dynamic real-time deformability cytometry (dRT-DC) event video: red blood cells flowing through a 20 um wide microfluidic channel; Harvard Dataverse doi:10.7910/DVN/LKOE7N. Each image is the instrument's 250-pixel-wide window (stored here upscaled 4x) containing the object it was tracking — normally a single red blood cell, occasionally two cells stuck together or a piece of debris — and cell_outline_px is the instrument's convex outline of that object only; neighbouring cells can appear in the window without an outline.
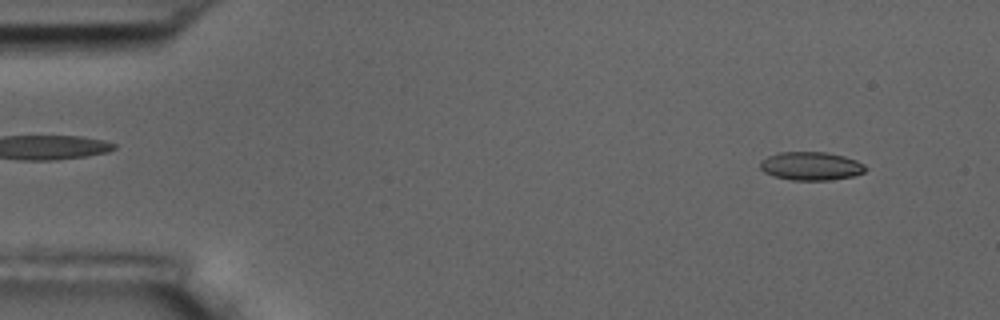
{"species": "common noctule bat (a hibernating species)", "species_latin": "Nyctalus noctula", "temperature_condition": "room temperature", "stored_images_in_passage": 14, "camera_frame_rate_fps": 3000, "um_per_image_px": 0.085, "animal": {"sex": "male", "body_mass_g": 17.5, "forearm_length_mm": 52.3}, "frame": {"image": 1, "passage_image": 1, "time_ms": 0.0, "image_size_px": [1000, 320], "cell_outline_px": [[868, 168], [864, 172], [852, 176], [828, 180], [792, 180], [776, 176], [764, 172], [760, 168], [760, 160], [776, 152], [828, 152], [844, 156], [856, 160], [864, 164]], "centroid_in_image_um": [68.93, 14.1], "position_along_channel_um": 16.1, "area_um2": 17.46}}
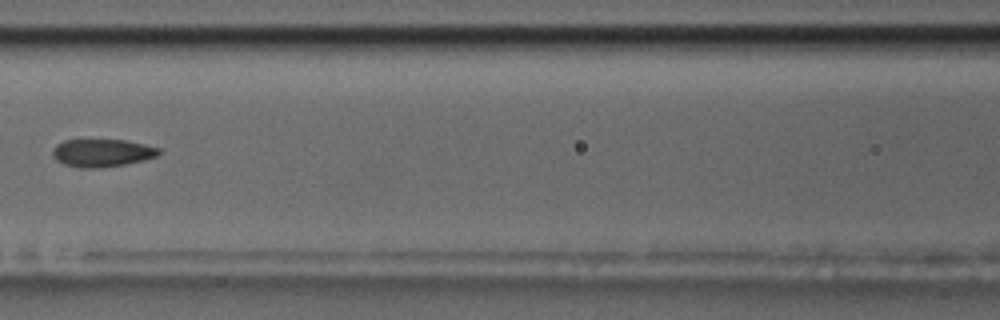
{"frame": {"image": 2, "passage_image": 6, "time_ms": 6.667, "image_size_px": [1000, 320], "cell_outline_px": [[160, 152], [156, 156], [144, 160], [104, 168], [80, 168], [64, 164], [56, 160], [52, 156], [52, 148], [56, 144], [64, 140], [124, 140], [144, 144], [160, 148]], "centroid_in_image_um": [8.64, 13.0], "position_along_channel_um": 158.0, "area_um2": 17.28}}
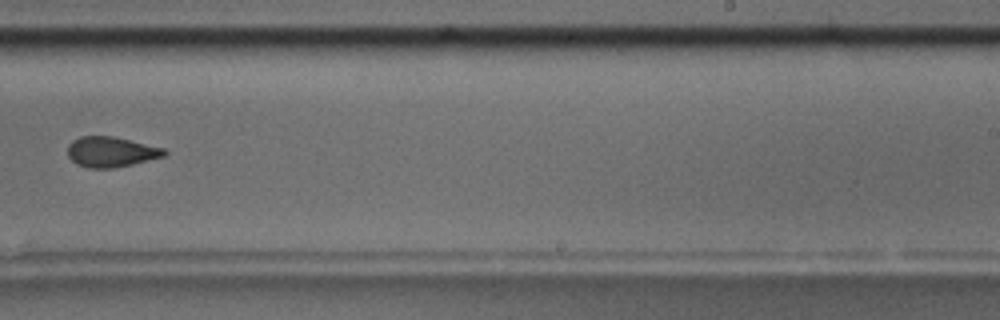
{"frame": {"image": 3, "passage_image": 9, "time_ms": 10.0, "image_size_px": [1000, 320], "cell_outline_px": [[168, 152], [164, 156], [132, 164], [112, 168], [88, 168], [76, 164], [68, 156], [68, 144], [72, 140], [80, 136], [112, 136], [164, 148]], "centroid_in_image_um": [9.41, 12.91], "position_along_channel_um": 279.6, "area_um2": 16.99}, "authors_computed_cell_mechanics": {"area_um2": 17.3978, "velocity_mm_per_s": 3.6667, "shape_relaxation_time_tau1_ms": 7.5152, "shape_relaxation_time_tau2_ms": 3.8032, "deformation_change_tau1": 0.1991, "deformation_change_tau2": 0.1148}}